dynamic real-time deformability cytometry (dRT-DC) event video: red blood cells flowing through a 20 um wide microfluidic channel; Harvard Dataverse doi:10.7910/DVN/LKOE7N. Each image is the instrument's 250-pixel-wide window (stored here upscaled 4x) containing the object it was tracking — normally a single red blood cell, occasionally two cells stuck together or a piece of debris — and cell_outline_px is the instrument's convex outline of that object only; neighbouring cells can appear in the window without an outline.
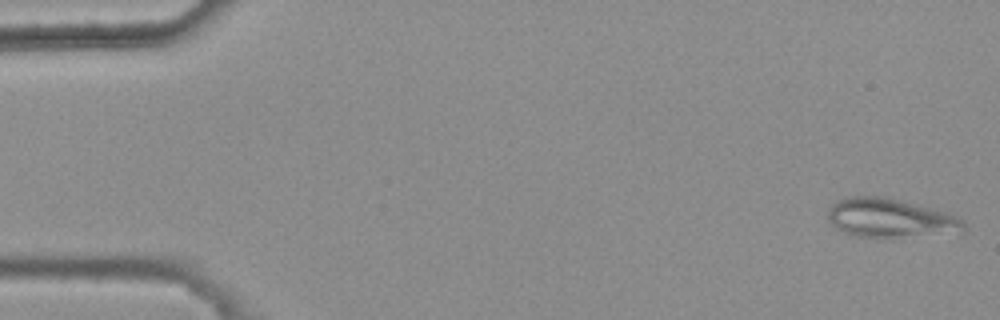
{"species": "common noctule bat (a hibernating species)", "species_latin": "Nyctalus noctula", "temperature_condition": "warm", "stored_images_in_passage": 5, "camera_frame_rate_fps": 3000, "um_per_image_px": 0.085, "animal": {"sex": "female", "body_mass_g": 25.1}, "frame": {"image": 1, "passage_image": 1, "time_ms": 0.0, "image_size_px": [1000, 320], "cell_outline_px": [[964, 232], [892, 236], [856, 236], [844, 232], [836, 228], [828, 220], [828, 208], [836, 200], [844, 196], [888, 196], [944, 212], [964, 220]], "centroid_in_image_um": [75.6, 18.49], "position_along_channel_um": 9.4, "area_um2": 30.35}}